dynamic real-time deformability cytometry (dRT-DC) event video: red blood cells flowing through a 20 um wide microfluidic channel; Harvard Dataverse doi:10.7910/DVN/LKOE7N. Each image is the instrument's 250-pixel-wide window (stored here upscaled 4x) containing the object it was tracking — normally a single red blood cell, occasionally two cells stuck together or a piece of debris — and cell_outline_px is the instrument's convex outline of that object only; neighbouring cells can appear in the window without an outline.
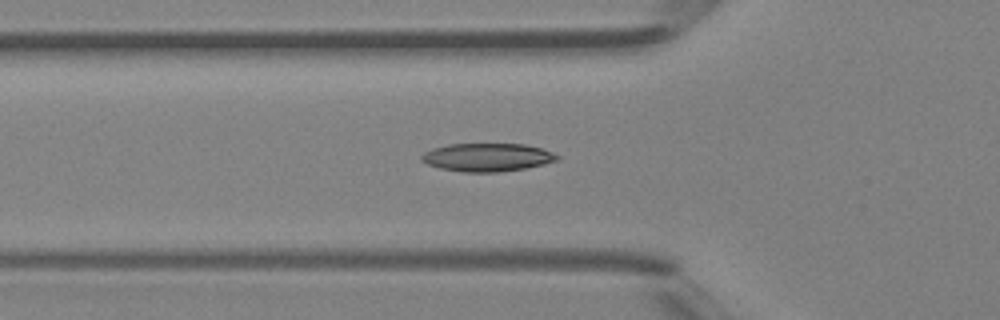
{"species": "Egyptian fruit bat (a non-hibernating species)", "species_latin": "Rousettus aegyptiacus", "temperature_condition": "room temperature", "stored_images_in_passage": 46, "camera_frame_rate_fps": 3000, "um_per_image_px": 0.085, "animal": {"sex": "female"}, "frame": {"image": 1, "passage_image": 17, "time_ms": 5.333, "image_size_px": [1000, 320], "cell_outline_px": [[560, 160], [544, 164], [524, 168], [500, 172], [464, 172], [440, 168], [428, 164], [420, 160], [420, 156], [424, 152], [432, 148], [448, 144], [524, 144], [540, 148], [552, 152], [560, 156]], "centroid_in_image_um": [41.41, 13.37], "position_along_channel_um": 84.4, "area_um2": 22.31}}
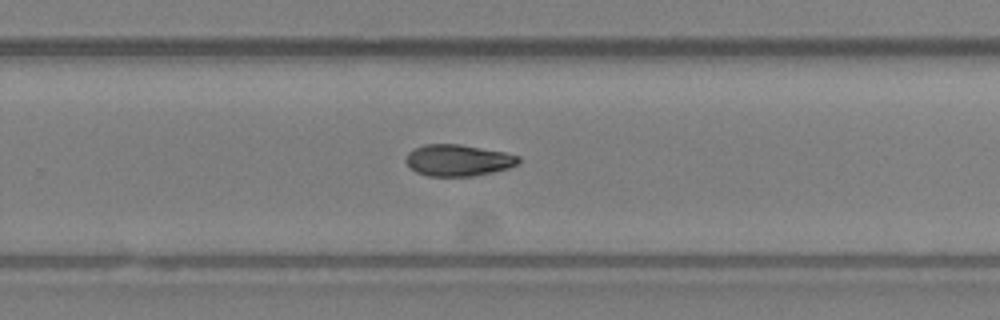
{"frame": {"image": 2, "passage_image": 31, "time_ms": 10.0, "image_size_px": [1000, 320], "cell_outline_px": [[520, 160], [516, 164], [508, 168], [492, 172], [472, 176], [428, 176], [416, 172], [404, 160], [408, 152], [424, 144], [460, 144], [504, 152], [520, 156]], "centroid_in_image_um": [38.93, 13.62], "position_along_channel_um": 290.9, "area_um2": 20.58}}
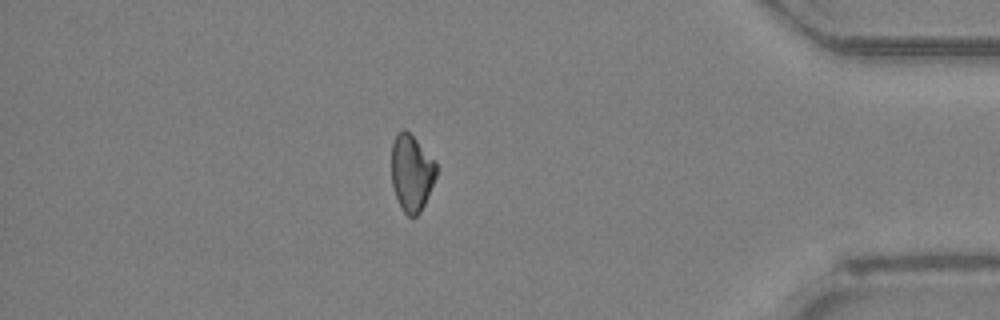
{"frame": {"image": 3, "passage_image": 41, "time_ms": 13.333, "image_size_px": [1000, 320], "cell_outline_px": [[436, 176], [424, 204], [420, 212], [416, 216], [408, 216], [404, 212], [396, 196], [392, 184], [392, 144], [396, 132], [404, 128], [436, 160]], "centroid_in_image_um": [34.98, 14.66], "position_along_channel_um": 400.2, "area_um2": 19.83}}